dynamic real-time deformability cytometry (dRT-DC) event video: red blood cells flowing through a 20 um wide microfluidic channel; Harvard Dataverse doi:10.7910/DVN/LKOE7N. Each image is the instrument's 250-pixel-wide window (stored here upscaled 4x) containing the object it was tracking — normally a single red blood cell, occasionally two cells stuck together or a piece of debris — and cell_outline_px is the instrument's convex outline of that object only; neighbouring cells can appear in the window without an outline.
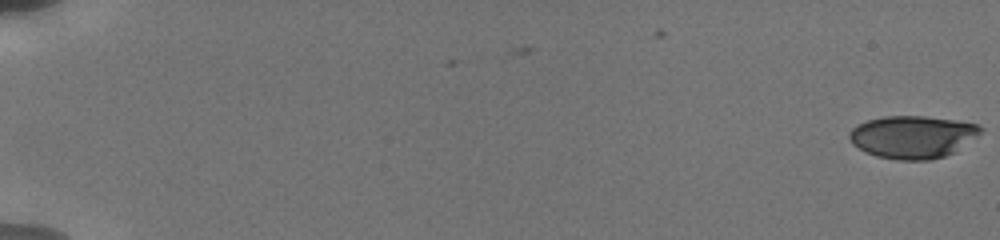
{"species": "human", "species_latin": "Homo sapiens", "temperature_condition": "cold", "stored_images_in_passage": 59, "camera_frame_rate_fps": 3000, "um_per_image_px": 0.085, "donor": {"sex": "male"}, "frame": {"image": 1, "passage_image": 1, "time_ms": 0.0, "image_size_px": [1000, 240], "cell_outline_px": [[984, 128], [976, 136], [956, 152], [932, 160], [896, 160], [876, 156], [864, 152], [852, 144], [848, 136], [848, 132], [856, 124], [868, 120], [884, 116], [924, 116], [956, 120], [976, 124]], "centroid_in_image_um": [77.54, 11.64], "position_along_channel_um": 7.5, "area_um2": 32.83}}
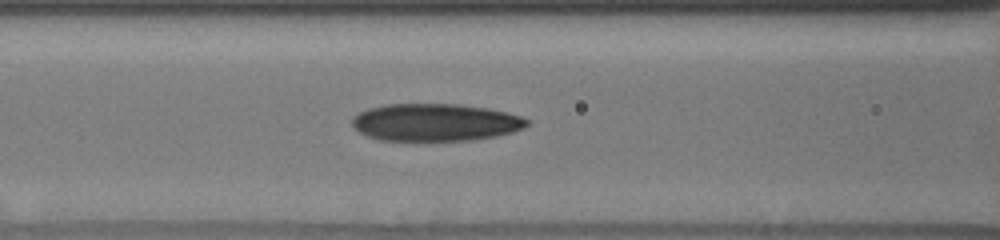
{"frame": {"image": 2, "passage_image": 29, "time_ms": 8.667, "image_size_px": [1000, 240], "cell_outline_px": [[532, 120], [524, 128], [512, 132], [496, 136], [472, 140], [380, 140], [368, 136], [360, 132], [352, 124], [352, 116], [368, 108], [384, 104], [456, 104], [488, 108], [508, 112]], "centroid_in_image_um": [37.03, 10.39], "position_along_channel_um": 129.6, "area_um2": 38.21}}
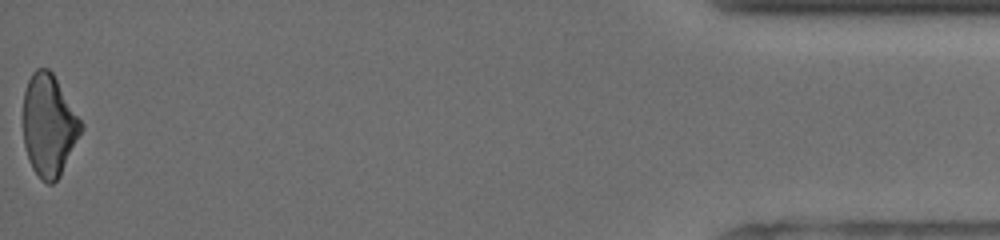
{"frame": {"image": 3, "passage_image": 59, "time_ms": 18.667, "image_size_px": [1000, 240], "cell_outline_px": [[84, 128], [60, 176], [52, 184], [48, 184], [40, 180], [32, 168], [28, 160], [24, 144], [24, 92], [28, 80], [32, 72], [36, 68], [48, 68], [52, 72], [84, 124]], "centroid_in_image_um": [4.16, 10.67], "position_along_channel_um": 431.0, "area_um2": 34.51}, "authors_computed_cell_mechanics": {"area_um2": 36.8186, "velocity_mm_per_s": 3.8142, "shape_relaxation_time_tau1_ms": 5.5285, "shape_relaxation_time_tau2_ms": 4.2278, "deformation_change_tau1": 0.1524, "deformation_change_tau2": 0.1223}}